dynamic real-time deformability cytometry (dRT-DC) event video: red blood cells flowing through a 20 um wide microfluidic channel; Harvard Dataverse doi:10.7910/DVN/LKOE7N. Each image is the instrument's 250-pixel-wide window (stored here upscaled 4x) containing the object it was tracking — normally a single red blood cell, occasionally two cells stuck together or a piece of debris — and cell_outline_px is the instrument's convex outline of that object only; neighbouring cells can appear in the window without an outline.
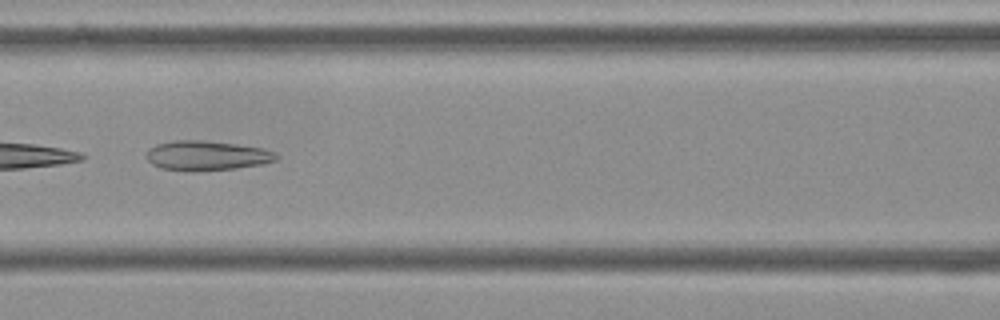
{"species": "Egyptian fruit bat (a non-hibernating species)", "species_latin": "Rousettus aegyptiacus", "temperature_condition": "cold", "stored_images_in_passage": 8, "camera_frame_rate_fps": 3000, "um_per_image_px": 0.085, "frame": {"image": 1, "passage_image": 7, "time_ms": 2.0, "image_size_px": [1000, 320], "cell_outline_px": [[280, 156], [276, 160], [260, 164], [236, 168], [196, 172], [188, 172], [160, 168], [152, 164], [144, 156], [148, 148], [156, 144], [176, 140], [200, 140], [236, 144], [264, 148], [276, 152]], "centroid_in_image_um": [17.54, 13.23], "position_along_channel_um": 149.1, "area_um2": 22.83}}